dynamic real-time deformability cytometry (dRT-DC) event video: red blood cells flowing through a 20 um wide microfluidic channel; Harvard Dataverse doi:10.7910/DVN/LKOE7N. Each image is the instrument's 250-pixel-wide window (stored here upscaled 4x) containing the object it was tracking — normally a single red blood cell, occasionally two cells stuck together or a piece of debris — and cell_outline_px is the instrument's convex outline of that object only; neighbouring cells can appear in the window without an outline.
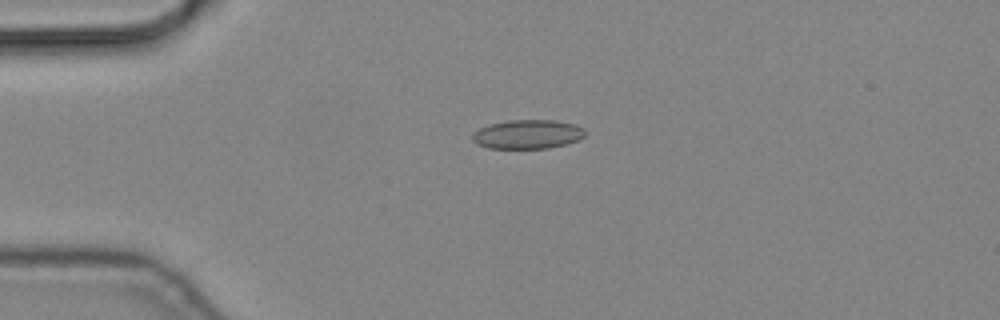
{"species": "common noctule bat (a hibernating species)", "species_latin": "Nyctalus noctula", "temperature_condition": "cold", "stored_images_in_passage": 5, "camera_frame_rate_fps": 3000, "um_per_image_px": 0.085, "animal": {"sex": "male", "body_mass_g": 19.2, "forearm_length_mm": 51.8}, "frame": {"image": 1, "passage_image": 4, "time_ms": 1.0, "image_size_px": [1000, 320], "cell_outline_px": [[584, 136], [580, 140], [568, 144], [548, 148], [488, 148], [476, 144], [472, 140], [472, 136], [480, 128], [488, 124], [508, 120], [556, 120], [572, 124], [584, 128]], "centroid_in_image_um": [44.85, 11.41], "position_along_channel_um": 40.1, "area_um2": 19.13}}